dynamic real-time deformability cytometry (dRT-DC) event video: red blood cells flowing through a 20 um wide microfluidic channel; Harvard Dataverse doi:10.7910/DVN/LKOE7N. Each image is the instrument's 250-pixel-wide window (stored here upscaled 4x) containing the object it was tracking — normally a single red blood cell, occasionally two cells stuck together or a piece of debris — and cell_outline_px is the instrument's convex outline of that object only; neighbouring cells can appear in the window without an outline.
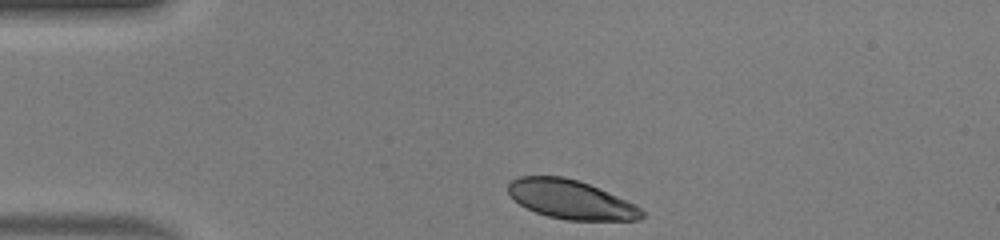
{"species": "human", "species_latin": "Homo sapiens", "temperature_condition": "warm", "stored_images_in_passage": 32, "camera_frame_rate_fps": 3000, "um_per_image_px": 0.085, "donor": {"sex": "male"}, "frame": {"image": 1, "passage_image": 1, "time_ms": 0.0, "image_size_px": [1000, 240], "cell_outline_px": [[644, 216], [640, 220], [568, 220], [548, 216], [536, 212], [520, 204], [508, 192], [508, 180], [520, 176], [564, 176], [588, 184], [636, 204], [644, 212]], "centroid_in_image_um": [48.52, 16.95], "position_along_channel_um": 36.5, "area_um2": 30.11}}
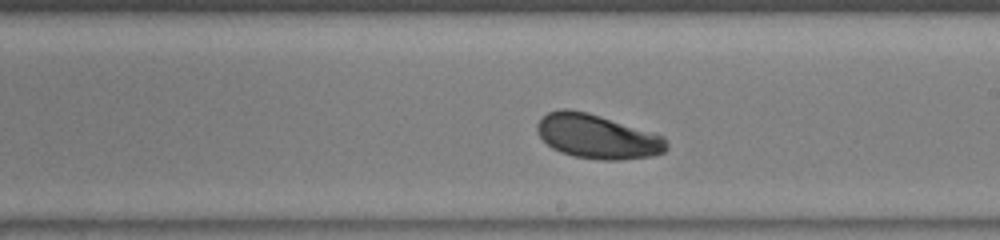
{"frame": {"image": 2, "passage_image": 19, "time_ms": 6.0, "image_size_px": [1000, 240], "cell_outline_px": [[668, 148], [664, 152], [652, 156], [620, 160], [600, 160], [572, 156], [560, 152], [552, 148], [540, 136], [536, 128], [536, 124], [548, 112], [560, 108], [568, 108], [588, 112], [664, 136], [668, 144]], "centroid_in_image_um": [50.77, 11.6], "position_along_channel_um": 238.2, "area_um2": 33.41}}
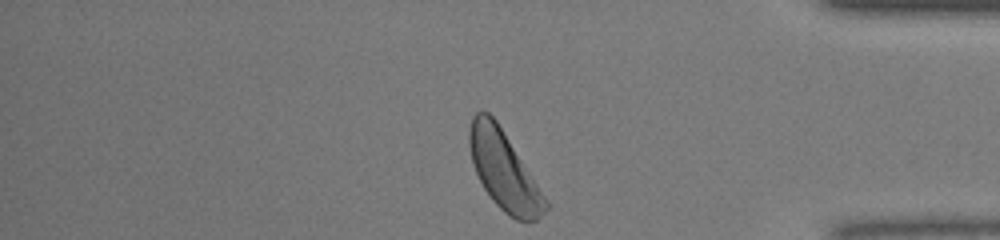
{"frame": {"image": 3, "passage_image": 32, "time_ms": 10.333, "image_size_px": [1000, 240], "cell_outline_px": [[552, 204], [536, 220], [516, 220], [508, 216], [492, 200], [484, 188], [472, 164], [468, 144], [468, 132], [472, 116], [476, 112], [488, 112], [496, 120]], "centroid_in_image_um": [42.85, 14.5], "position_along_channel_um": 392.3, "area_um2": 35.03}, "authors_computed_cell_mechanics": {"area_um2": 33.2928, "velocity_mm_per_s": 4.1081, "shape_relaxation_time_tau1_ms": 1.1573, "shape_relaxation_time_tau2_ms": null, "deformation_change_tau1": 0.0918, "deformation_change_tau2": null}}